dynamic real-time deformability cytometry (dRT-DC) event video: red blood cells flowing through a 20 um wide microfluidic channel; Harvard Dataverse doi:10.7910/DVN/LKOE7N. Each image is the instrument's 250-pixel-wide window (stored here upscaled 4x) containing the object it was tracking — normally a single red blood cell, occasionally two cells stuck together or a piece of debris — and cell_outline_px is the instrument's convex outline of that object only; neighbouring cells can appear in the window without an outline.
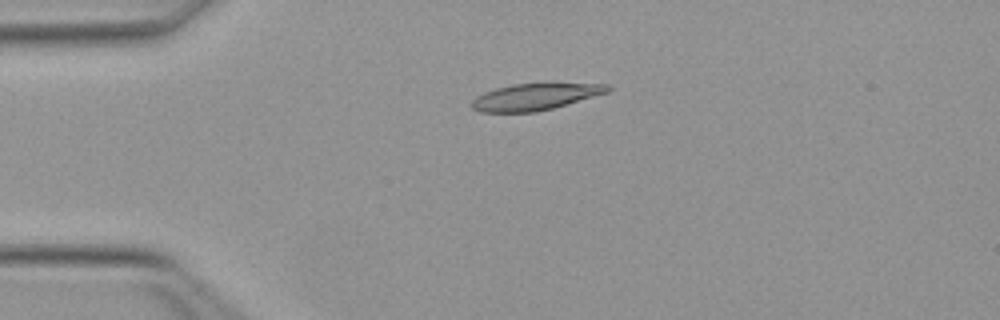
{"species": "Egyptian fruit bat (a non-hibernating species)", "species_latin": "Rousettus aegyptiacus", "temperature_condition": "warm", "stored_images_in_passage": 35, "camera_frame_rate_fps": 3000, "um_per_image_px": 0.085, "animal": {"sex": "female"}, "frame": {"image": 1, "passage_image": 1, "time_ms": 0.0, "image_size_px": [1000, 320], "cell_outline_px": [[612, 88], [608, 92], [552, 108], [536, 112], [480, 112], [472, 108], [472, 100], [476, 96], [484, 92], [496, 88], [512, 84], [552, 80], [608, 84]], "centroid_in_image_um": [45.56, 8.16], "position_along_channel_um": 39.4, "area_um2": 22.08}}
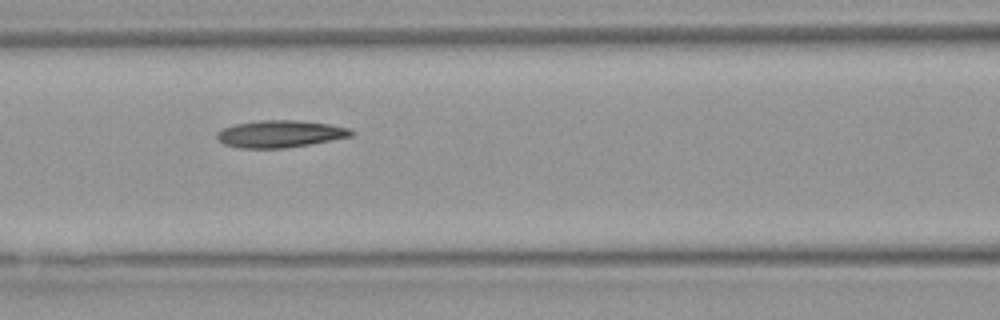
{"frame": {"image": 2, "passage_image": 11, "time_ms": 3.333, "image_size_px": [1000, 320], "cell_outline_px": [[356, 132], [352, 136], [308, 144], [284, 148], [240, 148], [224, 144], [216, 136], [216, 132], [224, 128], [236, 124], [260, 120], [296, 120], [328, 124], [348, 128]], "centroid_in_image_um": [23.8, 11.38], "position_along_channel_um": 142.8, "area_um2": 20.98}}
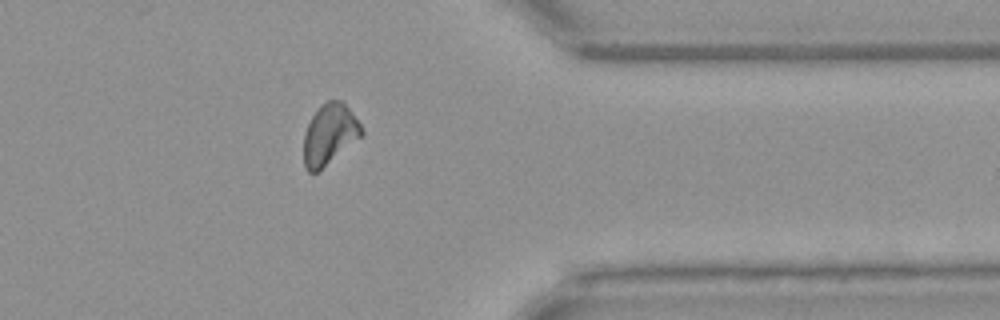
{"frame": {"image": 3, "passage_image": 30, "time_ms": 9.667, "image_size_px": [1000, 320], "cell_outline_px": [[364, 132], [360, 136], [316, 172], [308, 172], [304, 168], [304, 132], [312, 116], [320, 104], [328, 100], [340, 100], [348, 108], [360, 124]], "centroid_in_image_um": [27.96, 11.39], "position_along_channel_um": 383.4, "area_um2": 19.83}, "authors_computed_cell_mechanics": {"area_um2": 20.5768, "velocity_mm_per_s": 4.0083, "shape_relaxation_time_tau1_ms": null, "shape_relaxation_time_tau2_ms": 4.4964, "deformation_change_tau1": null, "deformation_change_tau2": 0.1277}}